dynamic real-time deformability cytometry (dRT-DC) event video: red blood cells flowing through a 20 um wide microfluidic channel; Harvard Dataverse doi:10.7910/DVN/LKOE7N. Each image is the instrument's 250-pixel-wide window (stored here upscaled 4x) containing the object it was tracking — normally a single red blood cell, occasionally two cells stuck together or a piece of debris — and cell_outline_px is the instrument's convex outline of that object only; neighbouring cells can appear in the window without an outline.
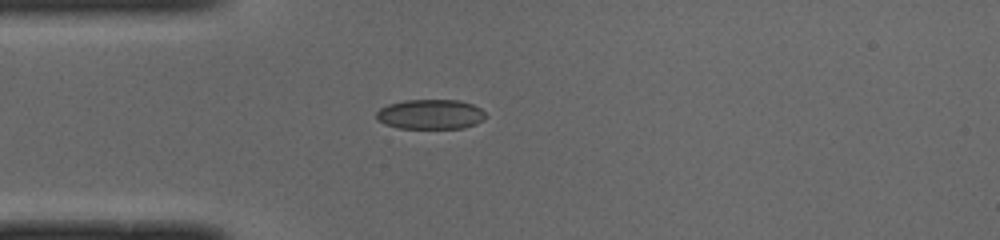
{"species": "common noctule bat (a hibernating species)", "species_latin": "Nyctalus noctula", "temperature_condition": "cold", "stored_images_in_passage": 38, "camera_frame_rate_fps": 3000, "um_per_image_px": 0.085, "animal": {"sex": "male", "body_mass_g": 19.0, "forearm_length_mm": 50.8}, "frame": {"image": 1, "passage_image": 1, "time_ms": 0.0, "image_size_px": [1000, 240], "cell_outline_px": [[488, 116], [476, 124], [464, 128], [400, 128], [384, 124], [376, 120], [376, 112], [380, 108], [388, 104], [404, 100], [460, 100], [472, 104], [480, 108]], "centroid_in_image_um": [36.58, 9.71], "position_along_channel_um": 48.4, "area_um2": 19.13}}
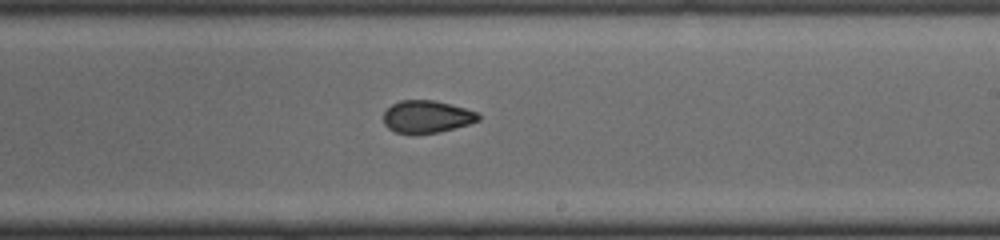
{"frame": {"image": 2, "passage_image": 17, "time_ms": 5.333, "image_size_px": [1000, 240], "cell_outline_px": [[480, 120], [468, 124], [440, 132], [416, 136], [396, 132], [388, 128], [384, 124], [384, 112], [392, 104], [400, 100], [432, 100], [464, 108], [476, 112], [480, 116]], "centroid_in_image_um": [36.24, 9.95], "position_along_channel_um": 252.8, "area_um2": 18.09}}
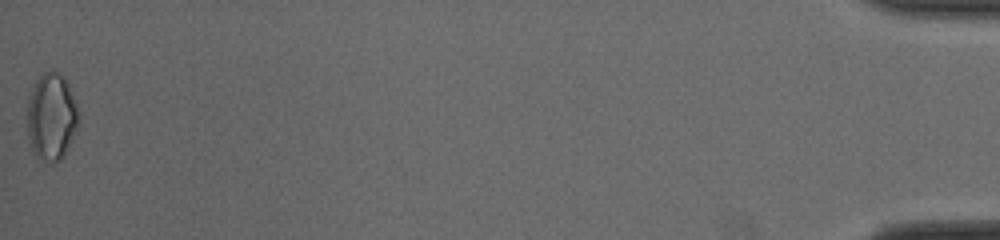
{"frame": {"image": 3, "passage_image": 38, "time_ms": 12.333, "image_size_px": [1000, 240], "cell_outline_px": [[80, 120], [60, 160], [56, 164], [52, 164], [36, 156], [32, 148], [28, 136], [28, 100], [32, 88], [36, 80], [44, 72], [60, 72], [64, 76], [68, 84], [80, 112]], "centroid_in_image_um": [4.39, 9.91], "position_along_channel_um": 430.8, "area_um2": 25.84}, "authors_computed_cell_mechanics": {"area_um2": 19.0451, "velocity_mm_per_s": 4.001, "shape_relaxation_time_tau1_ms": null, "shape_relaxation_time_tau2_ms": 1.531, "deformation_change_tau1": null, "deformation_change_tau2": 0.0638}}